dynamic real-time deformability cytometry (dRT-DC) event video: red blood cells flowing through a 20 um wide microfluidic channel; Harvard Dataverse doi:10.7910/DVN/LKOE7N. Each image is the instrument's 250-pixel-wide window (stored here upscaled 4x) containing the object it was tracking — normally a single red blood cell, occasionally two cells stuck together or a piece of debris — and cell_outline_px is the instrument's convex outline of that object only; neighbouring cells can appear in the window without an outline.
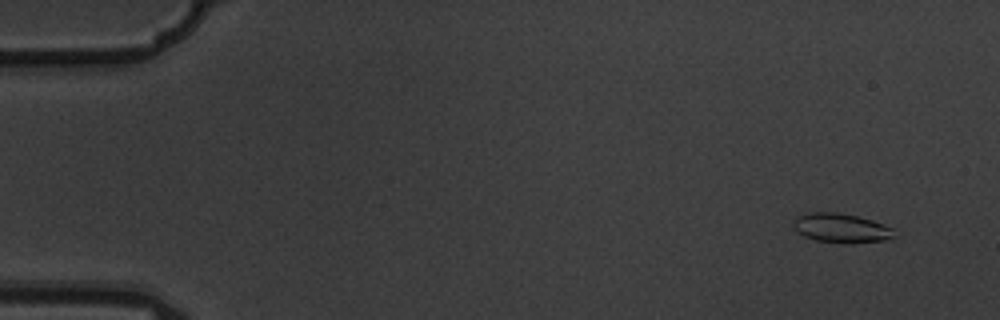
{"species": "common noctule bat (a hibernating species)", "species_latin": "Nyctalus noctula", "temperature_condition": "warm", "stored_images_in_passage": 6, "camera_frame_rate_fps": 3000, "um_per_image_px": 0.085, "animal": {"sex": "male", "body_mass_g": 19.5, "forearm_length_mm": 54.6}, "frame": {"image": 1, "passage_image": 1, "time_ms": 0.0, "image_size_px": [1000, 320], "cell_outline_px": [[896, 236], [888, 240], [848, 244], [816, 240], [804, 236], [796, 232], [792, 224], [792, 220], [808, 212], [836, 212], [856, 216], [872, 220], [892, 228]], "centroid_in_image_um": [71.49, 19.4], "position_along_channel_um": 13.5, "area_um2": 17.34}}
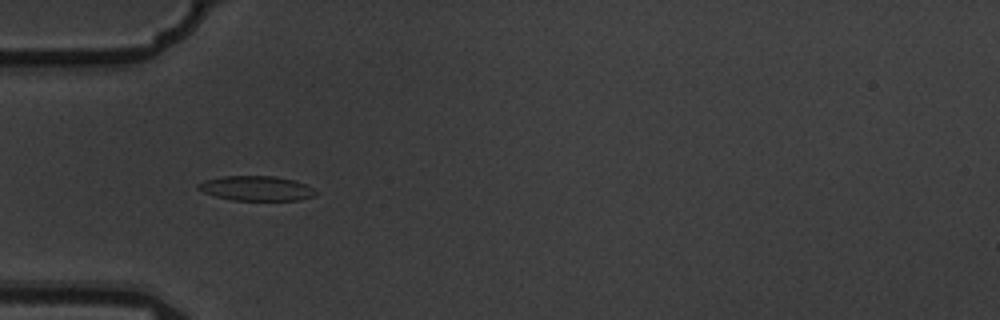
{"frame": {"image": 2, "passage_image": 5, "time_ms": 1.333, "image_size_px": [1000, 320], "cell_outline_px": [[316, 196], [300, 200], [232, 200], [216, 196], [204, 192], [196, 188], [196, 184], [204, 180], [224, 176], [276, 176], [292, 180], [304, 184], [312, 188], [316, 192]], "centroid_in_image_um": [21.77, 16.01], "position_along_channel_um": 63.2, "area_um2": 16.88}}
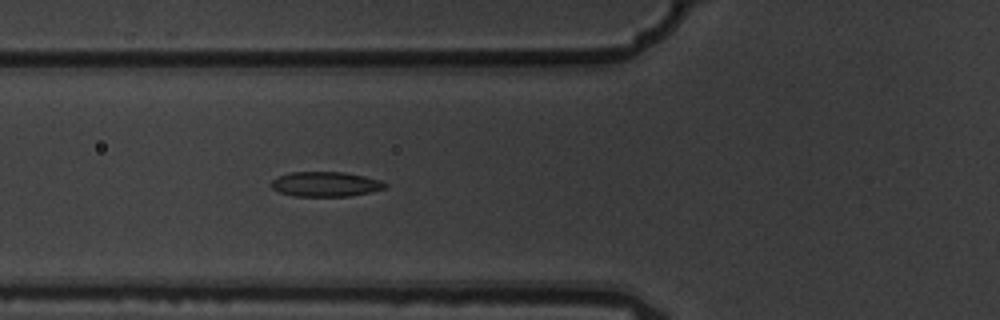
{"frame": {"image": 3, "passage_image": 6, "time_ms": 1.667, "image_size_px": [1000, 320], "cell_outline_px": [[388, 184], [384, 188], [368, 192], [348, 196], [296, 196], [280, 192], [272, 188], [272, 180], [288, 172], [344, 172], [364, 176], [380, 180]], "centroid_in_image_um": [27.67, 15.64], "position_along_channel_um": 98.1, "area_um2": 16.24}}